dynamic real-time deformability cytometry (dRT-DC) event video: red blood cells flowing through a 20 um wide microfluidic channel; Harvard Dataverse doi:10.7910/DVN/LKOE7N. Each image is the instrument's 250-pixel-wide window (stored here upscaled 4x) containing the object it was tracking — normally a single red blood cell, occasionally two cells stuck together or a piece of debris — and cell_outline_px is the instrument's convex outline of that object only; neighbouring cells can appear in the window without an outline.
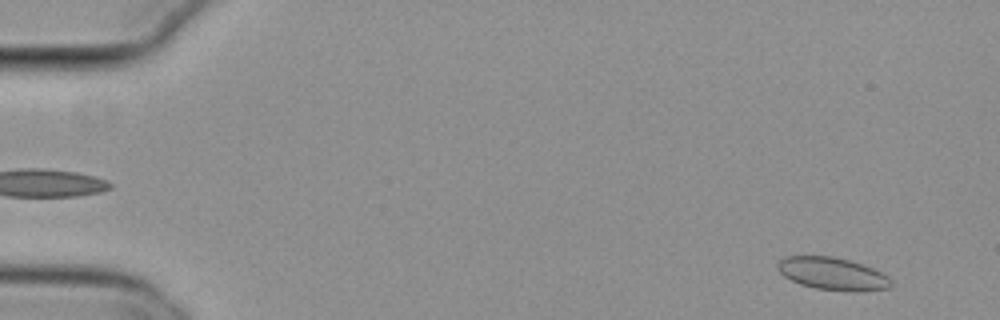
{"species": "common noctule bat (a hibernating species)", "species_latin": "Nyctalus noctula", "temperature_condition": "cold", "stored_images_in_passage": 17, "camera_frame_rate_fps": 3000, "um_per_image_px": 0.085, "animal": {"sex": "female", "body_mass_g": 29.2, "forearm_length_mm": 56.3}, "frame": {"image": 1, "passage_image": 4, "time_ms": 1.0, "image_size_px": [1000, 320], "cell_outline_px": [[892, 284], [888, 288], [816, 288], [800, 284], [784, 276], [776, 268], [776, 264], [784, 256], [832, 256], [864, 264], [888, 276], [892, 280]], "centroid_in_image_um": [70.67, 23.19], "position_along_channel_um": 14.3, "area_um2": 20.46}}